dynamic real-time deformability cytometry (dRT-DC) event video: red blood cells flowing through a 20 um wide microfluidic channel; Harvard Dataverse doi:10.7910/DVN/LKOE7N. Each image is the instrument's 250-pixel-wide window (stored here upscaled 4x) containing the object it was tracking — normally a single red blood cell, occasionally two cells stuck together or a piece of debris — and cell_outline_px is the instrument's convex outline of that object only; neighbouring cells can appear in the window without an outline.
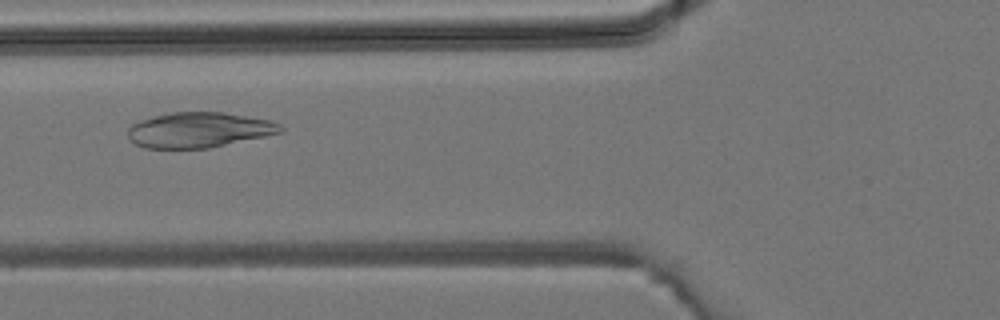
{"species": "common noctule bat (a hibernating species)", "species_latin": "Nyctalus noctula", "temperature_condition": "room temperature", "stored_images_in_passage": 33, "camera_frame_rate_fps": 3000, "um_per_image_px": 0.085, "animal": {"sex": "male", "body_mass_g": 19.2, "forearm_length_mm": 51.8}, "frame": {"image": 1, "passage_image": 7, "time_ms": 2.0, "image_size_px": [1000, 320], "cell_outline_px": [[284, 132], [208, 148], [144, 148], [128, 140], [128, 128], [132, 124], [140, 120], [172, 112], [224, 112], [272, 120], [280, 124], [284, 128]], "centroid_in_image_um": [16.93, 11.04], "position_along_channel_um": 108.9, "area_um2": 31.44}}
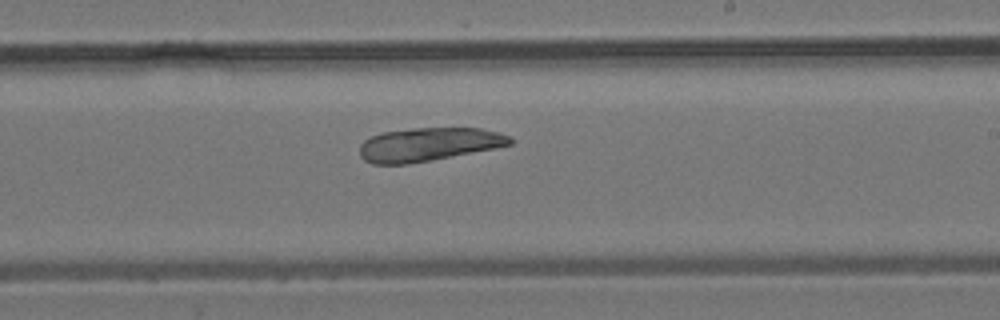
{"frame": {"image": 2, "passage_image": 16, "time_ms": 5.0, "image_size_px": [1000, 320], "cell_outline_px": [[512, 144], [496, 148], [432, 160], [408, 164], [372, 164], [364, 160], [360, 156], [360, 144], [364, 140], [380, 132], [412, 128], [480, 128], [496, 132], [508, 136], [512, 140]], "centroid_in_image_um": [36.38, 12.28], "position_along_channel_um": 252.6, "area_um2": 29.36}}
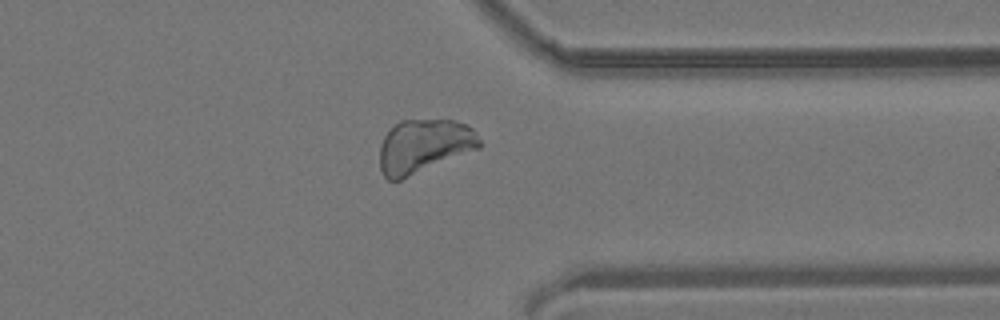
{"frame": {"image": 3, "passage_image": 24, "time_ms": 7.667, "image_size_px": [1000, 320], "cell_outline_px": [[480, 148], [400, 180], [388, 180], [384, 176], [380, 168], [380, 144], [384, 136], [400, 120], [456, 120], [468, 124], [472, 128], [480, 140]], "centroid_in_image_um": [36.04, 12.41], "position_along_channel_um": 375.4, "area_um2": 31.15}}